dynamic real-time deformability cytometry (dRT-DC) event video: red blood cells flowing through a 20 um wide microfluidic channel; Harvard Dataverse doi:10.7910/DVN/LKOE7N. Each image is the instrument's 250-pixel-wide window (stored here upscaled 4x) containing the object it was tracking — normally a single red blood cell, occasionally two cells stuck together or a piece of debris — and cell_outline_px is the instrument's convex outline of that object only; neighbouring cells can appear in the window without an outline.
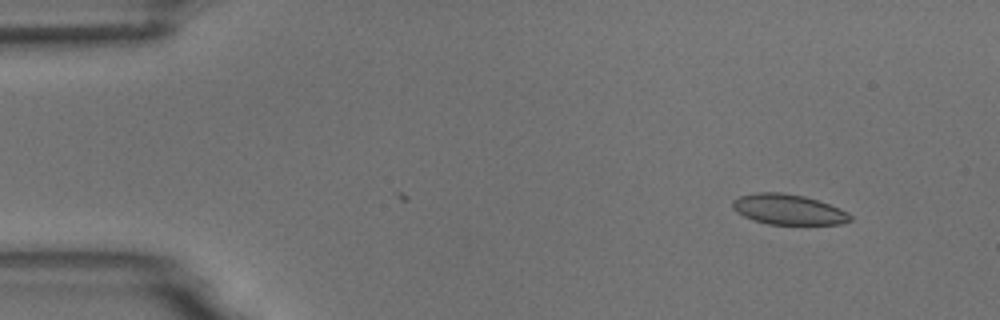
{"species": "common noctule bat (a hibernating species)", "species_latin": "Nyctalus noctula", "temperature_condition": "room temperature", "stored_images_in_passage": 4, "camera_frame_rate_fps": 3000, "um_per_image_px": 0.085, "animal": {"sex": "male", "body_mass_g": 18.8}, "frame": {"image": 1, "passage_image": 1, "time_ms": 0.0, "image_size_px": [1000, 320], "cell_outline_px": [[852, 220], [840, 224], [768, 224], [744, 216], [736, 212], [732, 208], [732, 200], [740, 196], [756, 192], [784, 192], [804, 196], [840, 208], [848, 212], [852, 216]], "centroid_in_image_um": [67.0, 17.79], "position_along_channel_um": 18.0, "area_um2": 20.75}}